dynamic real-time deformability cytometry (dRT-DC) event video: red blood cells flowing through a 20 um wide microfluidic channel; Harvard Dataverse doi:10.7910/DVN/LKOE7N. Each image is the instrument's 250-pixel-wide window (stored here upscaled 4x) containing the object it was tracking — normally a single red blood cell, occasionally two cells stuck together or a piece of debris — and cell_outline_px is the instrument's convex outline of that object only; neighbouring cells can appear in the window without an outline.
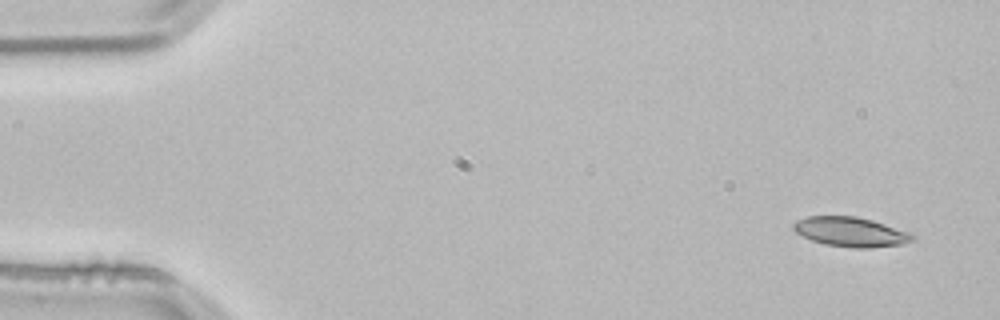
{"species": "common noctule bat (a hibernating species)", "species_latin": "Nyctalus noctula", "temperature_condition": "room temperature", "stored_images_in_passage": 3, "camera_frame_rate_fps": 3000, "um_per_image_px": 0.085, "animal": {"sex": "male", "body_mass_g": 21.5, "forearm_length_mm": 52.0}, "frame": {"image": 1, "passage_image": 1, "time_ms": 0.0, "image_size_px": [1000, 320], "cell_outline_px": [[916, 240], [904, 244], [868, 248], [852, 248], [824, 244], [812, 240], [796, 232], [792, 228], [792, 224], [796, 220], [808, 216], [856, 216], [872, 220], [912, 232], [916, 236]], "centroid_in_image_um": [72.36, 19.71], "position_along_channel_um": 12.6, "area_um2": 20.81}}
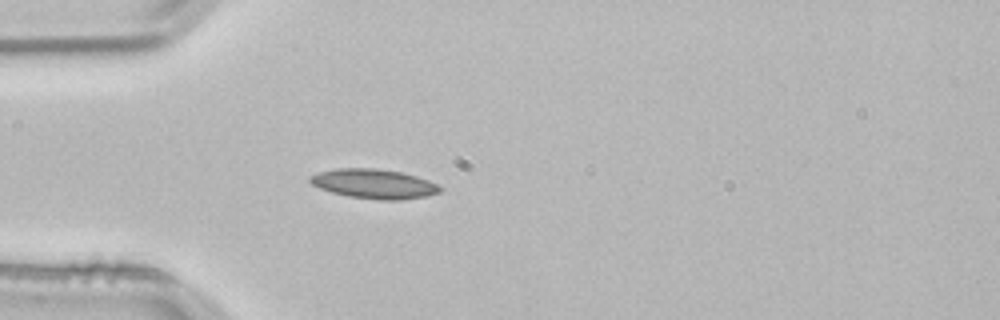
{"frame": {"image": 2, "passage_image": 3, "time_ms": 0.667, "image_size_px": [1000, 320], "cell_outline_px": [[444, 188], [440, 192], [428, 196], [400, 200], [380, 200], [348, 196], [332, 192], [320, 188], [312, 184], [308, 180], [308, 176], [320, 172], [340, 168], [376, 168], [400, 172], [416, 176], [428, 180]], "centroid_in_image_um": [31.81, 15.63], "position_along_channel_um": 53.2, "area_um2": 22.31}}